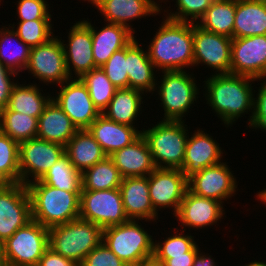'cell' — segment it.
<instances>
[{"mask_svg":"<svg viewBox=\"0 0 266 266\" xmlns=\"http://www.w3.org/2000/svg\"><path fill=\"white\" fill-rule=\"evenodd\" d=\"M253 81L257 79L234 74H212L203 81L206 104L212 107L227 127L248 112L252 113L248 119L250 124L254 112V93L257 92L251 86Z\"/></svg>","mask_w":266,"mask_h":266,"instance_id":"6da1fadb","label":"cell"},{"mask_svg":"<svg viewBox=\"0 0 266 266\" xmlns=\"http://www.w3.org/2000/svg\"><path fill=\"white\" fill-rule=\"evenodd\" d=\"M162 20L147 47L148 57L157 71H186L194 62L193 22Z\"/></svg>","mask_w":266,"mask_h":266,"instance_id":"7a4b0ae2","label":"cell"},{"mask_svg":"<svg viewBox=\"0 0 266 266\" xmlns=\"http://www.w3.org/2000/svg\"><path fill=\"white\" fill-rule=\"evenodd\" d=\"M31 200L32 220L48 229L78 219L80 192H69L39 180L26 185Z\"/></svg>","mask_w":266,"mask_h":266,"instance_id":"3957f363","label":"cell"},{"mask_svg":"<svg viewBox=\"0 0 266 266\" xmlns=\"http://www.w3.org/2000/svg\"><path fill=\"white\" fill-rule=\"evenodd\" d=\"M184 121H163L152 128L142 129L156 168H183L186 143L189 137ZM187 131V132H186Z\"/></svg>","mask_w":266,"mask_h":266,"instance_id":"277c9868","label":"cell"},{"mask_svg":"<svg viewBox=\"0 0 266 266\" xmlns=\"http://www.w3.org/2000/svg\"><path fill=\"white\" fill-rule=\"evenodd\" d=\"M139 220H129L103 229L102 242L127 266L153 258L154 239Z\"/></svg>","mask_w":266,"mask_h":266,"instance_id":"5b68a950","label":"cell"},{"mask_svg":"<svg viewBox=\"0 0 266 266\" xmlns=\"http://www.w3.org/2000/svg\"><path fill=\"white\" fill-rule=\"evenodd\" d=\"M103 229L81 218L49 228V248L79 265L102 242Z\"/></svg>","mask_w":266,"mask_h":266,"instance_id":"8992f818","label":"cell"},{"mask_svg":"<svg viewBox=\"0 0 266 266\" xmlns=\"http://www.w3.org/2000/svg\"><path fill=\"white\" fill-rule=\"evenodd\" d=\"M161 72L164 75H161V82H157L156 89L158 88V99L164 109V118L162 119L163 121H185L183 117L188 115L190 106L198 100L197 95L200 93L195 77L192 76L193 74H189L190 72L187 73V70Z\"/></svg>","mask_w":266,"mask_h":266,"instance_id":"52a82bcc","label":"cell"},{"mask_svg":"<svg viewBox=\"0 0 266 266\" xmlns=\"http://www.w3.org/2000/svg\"><path fill=\"white\" fill-rule=\"evenodd\" d=\"M49 248V229L30 221L2 243V262L7 266H37Z\"/></svg>","mask_w":266,"mask_h":266,"instance_id":"ba28073f","label":"cell"},{"mask_svg":"<svg viewBox=\"0 0 266 266\" xmlns=\"http://www.w3.org/2000/svg\"><path fill=\"white\" fill-rule=\"evenodd\" d=\"M79 218L102 229L129 221L120 189L81 190Z\"/></svg>","mask_w":266,"mask_h":266,"instance_id":"9c48e42d","label":"cell"},{"mask_svg":"<svg viewBox=\"0 0 266 266\" xmlns=\"http://www.w3.org/2000/svg\"><path fill=\"white\" fill-rule=\"evenodd\" d=\"M64 155L65 146L59 143L45 141L38 137L20 143V182L27 185L40 180L52 165Z\"/></svg>","mask_w":266,"mask_h":266,"instance_id":"30bf717a","label":"cell"},{"mask_svg":"<svg viewBox=\"0 0 266 266\" xmlns=\"http://www.w3.org/2000/svg\"><path fill=\"white\" fill-rule=\"evenodd\" d=\"M53 36L46 43L31 48L29 62L25 68L41 83L62 84L69 80L66 69L62 38Z\"/></svg>","mask_w":266,"mask_h":266,"instance_id":"8fae6325","label":"cell"},{"mask_svg":"<svg viewBox=\"0 0 266 266\" xmlns=\"http://www.w3.org/2000/svg\"><path fill=\"white\" fill-rule=\"evenodd\" d=\"M32 221L31 200L25 184L11 183L0 189V241Z\"/></svg>","mask_w":266,"mask_h":266,"instance_id":"7c38bea8","label":"cell"},{"mask_svg":"<svg viewBox=\"0 0 266 266\" xmlns=\"http://www.w3.org/2000/svg\"><path fill=\"white\" fill-rule=\"evenodd\" d=\"M52 99L69 116L78 130L87 129L101 114L92 102L86 85L80 78H70L59 85Z\"/></svg>","mask_w":266,"mask_h":266,"instance_id":"4fadbf2b","label":"cell"},{"mask_svg":"<svg viewBox=\"0 0 266 266\" xmlns=\"http://www.w3.org/2000/svg\"><path fill=\"white\" fill-rule=\"evenodd\" d=\"M231 42L232 38L206 31L193 23V66L202 63L216 70L215 74H230Z\"/></svg>","mask_w":266,"mask_h":266,"instance_id":"5bb4252c","label":"cell"},{"mask_svg":"<svg viewBox=\"0 0 266 266\" xmlns=\"http://www.w3.org/2000/svg\"><path fill=\"white\" fill-rule=\"evenodd\" d=\"M149 196L158 214L159 209L172 208L175 216L188 190V179L180 169L156 168L148 175Z\"/></svg>","mask_w":266,"mask_h":266,"instance_id":"9a60e30c","label":"cell"},{"mask_svg":"<svg viewBox=\"0 0 266 266\" xmlns=\"http://www.w3.org/2000/svg\"><path fill=\"white\" fill-rule=\"evenodd\" d=\"M230 74L266 79V35L232 38Z\"/></svg>","mask_w":266,"mask_h":266,"instance_id":"2e32d148","label":"cell"},{"mask_svg":"<svg viewBox=\"0 0 266 266\" xmlns=\"http://www.w3.org/2000/svg\"><path fill=\"white\" fill-rule=\"evenodd\" d=\"M229 166L220 162L204 168L188 179V190L193 194L223 203L236 195L238 182Z\"/></svg>","mask_w":266,"mask_h":266,"instance_id":"e0dca14e","label":"cell"},{"mask_svg":"<svg viewBox=\"0 0 266 266\" xmlns=\"http://www.w3.org/2000/svg\"><path fill=\"white\" fill-rule=\"evenodd\" d=\"M67 37L68 43L64 44L62 40V45L68 75L70 78H81L95 69L91 29L83 21H78L71 26Z\"/></svg>","mask_w":266,"mask_h":266,"instance_id":"ac0fdd59","label":"cell"},{"mask_svg":"<svg viewBox=\"0 0 266 266\" xmlns=\"http://www.w3.org/2000/svg\"><path fill=\"white\" fill-rule=\"evenodd\" d=\"M224 214L223 203L197 196L187 190L174 217H177L183 228L185 226L198 230L218 223Z\"/></svg>","mask_w":266,"mask_h":266,"instance_id":"d6986e66","label":"cell"},{"mask_svg":"<svg viewBox=\"0 0 266 266\" xmlns=\"http://www.w3.org/2000/svg\"><path fill=\"white\" fill-rule=\"evenodd\" d=\"M196 130L191 137H188L186 143L182 171L187 179L204 168L223 161L224 153L220 144L203 130L198 128Z\"/></svg>","mask_w":266,"mask_h":266,"instance_id":"ffe728a7","label":"cell"},{"mask_svg":"<svg viewBox=\"0 0 266 266\" xmlns=\"http://www.w3.org/2000/svg\"><path fill=\"white\" fill-rule=\"evenodd\" d=\"M156 2L154 0H102L95 8L104 16L105 22L123 25L135 34V28H132L130 22L144 16L160 14L162 4Z\"/></svg>","mask_w":266,"mask_h":266,"instance_id":"44dd1931","label":"cell"},{"mask_svg":"<svg viewBox=\"0 0 266 266\" xmlns=\"http://www.w3.org/2000/svg\"><path fill=\"white\" fill-rule=\"evenodd\" d=\"M119 189L129 220L156 222L158 214L154 211L149 196L148 176L124 177Z\"/></svg>","mask_w":266,"mask_h":266,"instance_id":"7402d4cb","label":"cell"},{"mask_svg":"<svg viewBox=\"0 0 266 266\" xmlns=\"http://www.w3.org/2000/svg\"><path fill=\"white\" fill-rule=\"evenodd\" d=\"M90 29L95 68H101L116 51L126 47L136 36L127 27L119 24L105 23L97 31L91 21L82 20Z\"/></svg>","mask_w":266,"mask_h":266,"instance_id":"603a6c76","label":"cell"},{"mask_svg":"<svg viewBox=\"0 0 266 266\" xmlns=\"http://www.w3.org/2000/svg\"><path fill=\"white\" fill-rule=\"evenodd\" d=\"M136 128L116 123L100 114L87 130L100 144L104 153L110 156L115 151L130 145L141 135L142 130Z\"/></svg>","mask_w":266,"mask_h":266,"instance_id":"cb8c5ba5","label":"cell"},{"mask_svg":"<svg viewBox=\"0 0 266 266\" xmlns=\"http://www.w3.org/2000/svg\"><path fill=\"white\" fill-rule=\"evenodd\" d=\"M109 157L123 178L148 176L156 169L148 144L142 134L130 145L115 151Z\"/></svg>","mask_w":266,"mask_h":266,"instance_id":"d4e9b609","label":"cell"},{"mask_svg":"<svg viewBox=\"0 0 266 266\" xmlns=\"http://www.w3.org/2000/svg\"><path fill=\"white\" fill-rule=\"evenodd\" d=\"M142 43L134 38L127 45V72L129 88L137 89L143 93H151L156 90V67L148 57L147 49L144 51ZM155 71V72H154Z\"/></svg>","mask_w":266,"mask_h":266,"instance_id":"484cf974","label":"cell"},{"mask_svg":"<svg viewBox=\"0 0 266 266\" xmlns=\"http://www.w3.org/2000/svg\"><path fill=\"white\" fill-rule=\"evenodd\" d=\"M77 131L69 116L51 99L38 118L36 137L65 146Z\"/></svg>","mask_w":266,"mask_h":266,"instance_id":"4316f807","label":"cell"},{"mask_svg":"<svg viewBox=\"0 0 266 266\" xmlns=\"http://www.w3.org/2000/svg\"><path fill=\"white\" fill-rule=\"evenodd\" d=\"M65 155L81 174L107 156L87 129L78 130L67 142Z\"/></svg>","mask_w":266,"mask_h":266,"instance_id":"83f0119b","label":"cell"},{"mask_svg":"<svg viewBox=\"0 0 266 266\" xmlns=\"http://www.w3.org/2000/svg\"><path fill=\"white\" fill-rule=\"evenodd\" d=\"M266 35V4L236 0L233 38Z\"/></svg>","mask_w":266,"mask_h":266,"instance_id":"f1b7e54d","label":"cell"},{"mask_svg":"<svg viewBox=\"0 0 266 266\" xmlns=\"http://www.w3.org/2000/svg\"><path fill=\"white\" fill-rule=\"evenodd\" d=\"M144 93L137 89L120 88L115 91L109 105L103 110V114L108 119L135 127V120L143 107Z\"/></svg>","mask_w":266,"mask_h":266,"instance_id":"f546056e","label":"cell"},{"mask_svg":"<svg viewBox=\"0 0 266 266\" xmlns=\"http://www.w3.org/2000/svg\"><path fill=\"white\" fill-rule=\"evenodd\" d=\"M16 82L12 88L7 107L1 111H15L38 119L52 99L51 95L49 93L47 96L45 93L42 94L43 90H40L37 83L26 85V83Z\"/></svg>","mask_w":266,"mask_h":266,"instance_id":"4dcf8cb0","label":"cell"},{"mask_svg":"<svg viewBox=\"0 0 266 266\" xmlns=\"http://www.w3.org/2000/svg\"><path fill=\"white\" fill-rule=\"evenodd\" d=\"M236 0H214L196 23L202 29L233 38Z\"/></svg>","mask_w":266,"mask_h":266,"instance_id":"1f68e13d","label":"cell"},{"mask_svg":"<svg viewBox=\"0 0 266 266\" xmlns=\"http://www.w3.org/2000/svg\"><path fill=\"white\" fill-rule=\"evenodd\" d=\"M2 27L0 28V61L9 70L18 74L25 70L29 62L31 48L18 37L10 25L8 28L7 26Z\"/></svg>","mask_w":266,"mask_h":266,"instance_id":"d6a6232c","label":"cell"},{"mask_svg":"<svg viewBox=\"0 0 266 266\" xmlns=\"http://www.w3.org/2000/svg\"><path fill=\"white\" fill-rule=\"evenodd\" d=\"M123 177L112 159L106 156L103 160L81 174V190H108L119 188Z\"/></svg>","mask_w":266,"mask_h":266,"instance_id":"836d02e7","label":"cell"},{"mask_svg":"<svg viewBox=\"0 0 266 266\" xmlns=\"http://www.w3.org/2000/svg\"><path fill=\"white\" fill-rule=\"evenodd\" d=\"M38 119L15 111H0V130L17 143L37 136Z\"/></svg>","mask_w":266,"mask_h":266,"instance_id":"e575fe53","label":"cell"},{"mask_svg":"<svg viewBox=\"0 0 266 266\" xmlns=\"http://www.w3.org/2000/svg\"><path fill=\"white\" fill-rule=\"evenodd\" d=\"M52 187L69 192H81V173L78 172L66 155L61 157L39 180Z\"/></svg>","mask_w":266,"mask_h":266,"instance_id":"d590c367","label":"cell"},{"mask_svg":"<svg viewBox=\"0 0 266 266\" xmlns=\"http://www.w3.org/2000/svg\"><path fill=\"white\" fill-rule=\"evenodd\" d=\"M80 79L86 85L92 102L102 113L118 88L108 79L102 68L92 69Z\"/></svg>","mask_w":266,"mask_h":266,"instance_id":"8d00e7d4","label":"cell"},{"mask_svg":"<svg viewBox=\"0 0 266 266\" xmlns=\"http://www.w3.org/2000/svg\"><path fill=\"white\" fill-rule=\"evenodd\" d=\"M51 20L52 19H37L19 21L16 29L14 26L15 24H12V28L24 43L30 48H33L46 43L54 36Z\"/></svg>","mask_w":266,"mask_h":266,"instance_id":"74e56055","label":"cell"},{"mask_svg":"<svg viewBox=\"0 0 266 266\" xmlns=\"http://www.w3.org/2000/svg\"><path fill=\"white\" fill-rule=\"evenodd\" d=\"M175 229L177 228H174L173 232L175 233L166 237L163 242H154L153 259H171L173 256L185 255L197 245L194 236L189 235V233L184 234L185 228L181 233Z\"/></svg>","mask_w":266,"mask_h":266,"instance_id":"f35d334b","label":"cell"},{"mask_svg":"<svg viewBox=\"0 0 266 266\" xmlns=\"http://www.w3.org/2000/svg\"><path fill=\"white\" fill-rule=\"evenodd\" d=\"M0 171L12 182H20L19 143L0 130Z\"/></svg>","mask_w":266,"mask_h":266,"instance_id":"ab89813d","label":"cell"},{"mask_svg":"<svg viewBox=\"0 0 266 266\" xmlns=\"http://www.w3.org/2000/svg\"><path fill=\"white\" fill-rule=\"evenodd\" d=\"M160 1V0H159ZM163 0H161L162 3ZM166 1V0H165ZM177 11L168 12L165 16L166 18L183 21V22H193L197 23L198 20L205 14L206 10L211 6L214 0H175ZM190 16V17H189Z\"/></svg>","mask_w":266,"mask_h":266,"instance_id":"60d3db41","label":"cell"},{"mask_svg":"<svg viewBox=\"0 0 266 266\" xmlns=\"http://www.w3.org/2000/svg\"><path fill=\"white\" fill-rule=\"evenodd\" d=\"M108 79L118 89L129 88L127 70V46L112 54L109 60L101 67Z\"/></svg>","mask_w":266,"mask_h":266,"instance_id":"b9f144b4","label":"cell"},{"mask_svg":"<svg viewBox=\"0 0 266 266\" xmlns=\"http://www.w3.org/2000/svg\"><path fill=\"white\" fill-rule=\"evenodd\" d=\"M16 3L20 21L52 19L46 0H18Z\"/></svg>","mask_w":266,"mask_h":266,"instance_id":"7bdbcfd3","label":"cell"},{"mask_svg":"<svg viewBox=\"0 0 266 266\" xmlns=\"http://www.w3.org/2000/svg\"><path fill=\"white\" fill-rule=\"evenodd\" d=\"M79 266H127L107 246L101 242L81 262Z\"/></svg>","mask_w":266,"mask_h":266,"instance_id":"ee69618b","label":"cell"},{"mask_svg":"<svg viewBox=\"0 0 266 266\" xmlns=\"http://www.w3.org/2000/svg\"><path fill=\"white\" fill-rule=\"evenodd\" d=\"M259 81L262 82L254 97V112L249 128H258L266 132V79H259Z\"/></svg>","mask_w":266,"mask_h":266,"instance_id":"f6af8a7d","label":"cell"},{"mask_svg":"<svg viewBox=\"0 0 266 266\" xmlns=\"http://www.w3.org/2000/svg\"><path fill=\"white\" fill-rule=\"evenodd\" d=\"M17 75L19 74L9 70L0 61V111L5 109L8 105L12 88L16 84V82H14V77ZM11 77H13V79H11Z\"/></svg>","mask_w":266,"mask_h":266,"instance_id":"bcb514c9","label":"cell"},{"mask_svg":"<svg viewBox=\"0 0 266 266\" xmlns=\"http://www.w3.org/2000/svg\"><path fill=\"white\" fill-rule=\"evenodd\" d=\"M37 266H79V264L54 252L51 248H48L43 253Z\"/></svg>","mask_w":266,"mask_h":266,"instance_id":"7dc6e473","label":"cell"},{"mask_svg":"<svg viewBox=\"0 0 266 266\" xmlns=\"http://www.w3.org/2000/svg\"><path fill=\"white\" fill-rule=\"evenodd\" d=\"M198 244L185 255L173 256L171 259H154L156 262L162 263L164 266H193L196 256L199 253Z\"/></svg>","mask_w":266,"mask_h":266,"instance_id":"c3c4849f","label":"cell"},{"mask_svg":"<svg viewBox=\"0 0 266 266\" xmlns=\"http://www.w3.org/2000/svg\"><path fill=\"white\" fill-rule=\"evenodd\" d=\"M193 266H217L214 259L203 252L198 253L193 263Z\"/></svg>","mask_w":266,"mask_h":266,"instance_id":"681fc988","label":"cell"},{"mask_svg":"<svg viewBox=\"0 0 266 266\" xmlns=\"http://www.w3.org/2000/svg\"><path fill=\"white\" fill-rule=\"evenodd\" d=\"M12 182L0 171V189L8 187Z\"/></svg>","mask_w":266,"mask_h":266,"instance_id":"f907efd6","label":"cell"},{"mask_svg":"<svg viewBox=\"0 0 266 266\" xmlns=\"http://www.w3.org/2000/svg\"><path fill=\"white\" fill-rule=\"evenodd\" d=\"M138 266H164L162 263L156 262L153 258L147 261L142 262Z\"/></svg>","mask_w":266,"mask_h":266,"instance_id":"816d5d0a","label":"cell"},{"mask_svg":"<svg viewBox=\"0 0 266 266\" xmlns=\"http://www.w3.org/2000/svg\"><path fill=\"white\" fill-rule=\"evenodd\" d=\"M256 195L261 203L266 204V189L265 188L262 191H259L258 194Z\"/></svg>","mask_w":266,"mask_h":266,"instance_id":"f5cc1de1","label":"cell"},{"mask_svg":"<svg viewBox=\"0 0 266 266\" xmlns=\"http://www.w3.org/2000/svg\"><path fill=\"white\" fill-rule=\"evenodd\" d=\"M245 266H266V262H260V261H257L255 260L254 262H250L248 264H245Z\"/></svg>","mask_w":266,"mask_h":266,"instance_id":"db71d44e","label":"cell"},{"mask_svg":"<svg viewBox=\"0 0 266 266\" xmlns=\"http://www.w3.org/2000/svg\"><path fill=\"white\" fill-rule=\"evenodd\" d=\"M84 2L85 1H88L89 3L91 2V4H93V6H96L97 4H99L102 0H83Z\"/></svg>","mask_w":266,"mask_h":266,"instance_id":"11a10c76","label":"cell"},{"mask_svg":"<svg viewBox=\"0 0 266 266\" xmlns=\"http://www.w3.org/2000/svg\"><path fill=\"white\" fill-rule=\"evenodd\" d=\"M1 254H2V242L0 241V264L2 263Z\"/></svg>","mask_w":266,"mask_h":266,"instance_id":"9f6ffc18","label":"cell"},{"mask_svg":"<svg viewBox=\"0 0 266 266\" xmlns=\"http://www.w3.org/2000/svg\"><path fill=\"white\" fill-rule=\"evenodd\" d=\"M252 1L260 2V3H265L266 4V0H252Z\"/></svg>","mask_w":266,"mask_h":266,"instance_id":"6f0895ef","label":"cell"},{"mask_svg":"<svg viewBox=\"0 0 266 266\" xmlns=\"http://www.w3.org/2000/svg\"><path fill=\"white\" fill-rule=\"evenodd\" d=\"M0 266H7L6 264H4L3 262L0 264Z\"/></svg>","mask_w":266,"mask_h":266,"instance_id":"680465c9","label":"cell"}]
</instances>
